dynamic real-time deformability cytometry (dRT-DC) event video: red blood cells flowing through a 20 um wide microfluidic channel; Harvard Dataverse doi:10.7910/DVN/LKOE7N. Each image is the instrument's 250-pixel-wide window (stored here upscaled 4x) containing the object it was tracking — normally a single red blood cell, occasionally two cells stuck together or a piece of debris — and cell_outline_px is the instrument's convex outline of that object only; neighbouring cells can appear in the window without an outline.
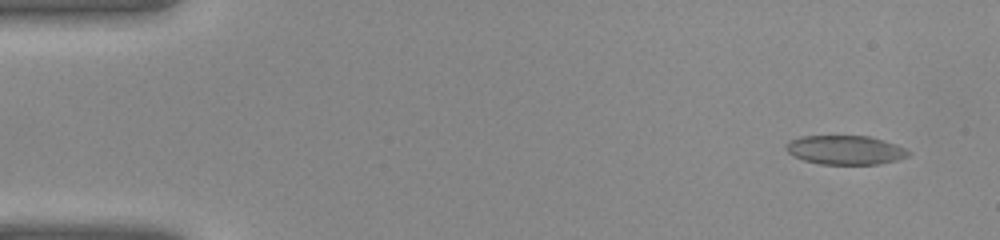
{"species": "common noctule bat (a hibernating species)", "species_latin": "Nyctalus noctula", "temperature_condition": "warm", "stored_images_in_passage": 11, "camera_frame_rate_fps": 3000, "um_per_image_px": 0.085, "animal": {"sex": "female", "body_mass_g": 22.0, "forearm_length_mm": 56.7}, "frame": {"image": 1, "passage_image": 1, "time_ms": 0.0, "image_size_px": [1000, 240], "cell_outline_px": [[912, 152], [908, 156], [900, 160], [880, 164], [820, 164], [804, 160], [792, 156], [784, 148], [788, 140], [800, 136], [868, 136], [884, 140], [896, 144]], "centroid_in_image_um": [71.85, 12.75], "position_along_channel_um": 13.2, "area_um2": 20.98}}
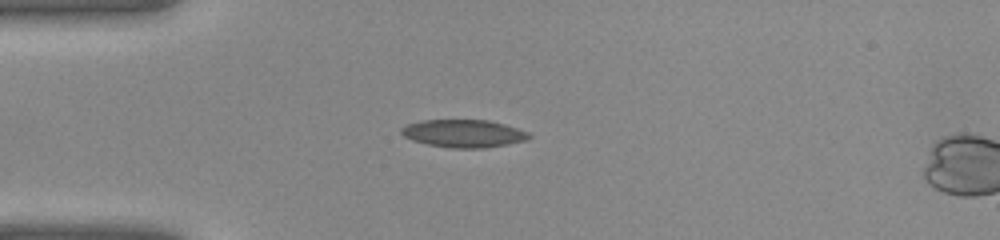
{"frame": {"image": 2, "passage_image": 9, "time_ms": 2.667, "image_size_px": [1000, 240], "cell_outline_px": [[532, 136], [524, 140], [508, 144], [484, 148], [452, 148], [428, 144], [412, 140], [404, 136], [400, 132], [400, 128], [408, 124], [424, 120], [488, 120], [504, 124], [528, 132]], "centroid_in_image_um": [39.39, 11.34], "position_along_channel_um": 45.6, "area_um2": 20.46}}